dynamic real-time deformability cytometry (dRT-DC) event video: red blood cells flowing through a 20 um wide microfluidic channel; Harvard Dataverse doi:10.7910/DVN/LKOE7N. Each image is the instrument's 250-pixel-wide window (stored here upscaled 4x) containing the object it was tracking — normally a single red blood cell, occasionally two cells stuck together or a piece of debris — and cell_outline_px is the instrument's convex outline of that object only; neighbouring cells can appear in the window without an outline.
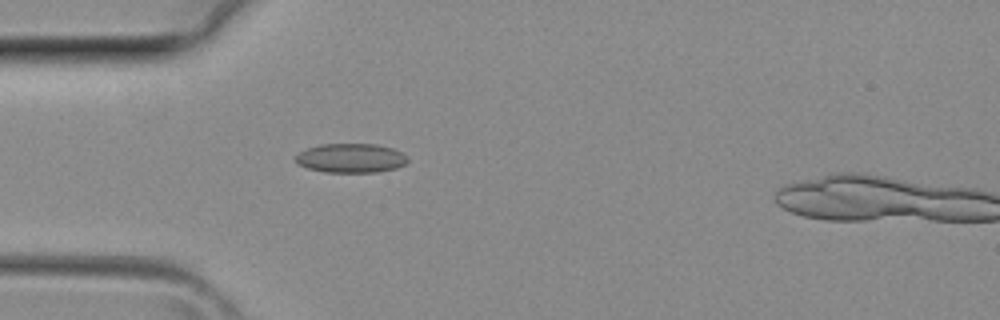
{"species": "common noctule bat (a hibernating species)", "species_latin": "Nyctalus noctula", "temperature_condition": "room temperature", "stored_images_in_passage": 26, "camera_frame_rate_fps": 3000, "um_per_image_px": 0.085, "animal": {"sex": "female", "body_mass_g": 29.2, "forearm_length_mm": 56.3}, "frame": {"image": 1, "passage_image": 1, "time_ms": 0.0, "image_size_px": [1000, 320], "cell_outline_px": [[408, 160], [404, 164], [396, 168], [376, 172], [324, 172], [308, 168], [296, 164], [296, 156], [300, 152], [308, 148], [320, 144], [376, 144], [392, 148], [404, 152], [408, 156]], "centroid_in_image_um": [29.85, 13.43], "position_along_channel_um": 55.2, "area_um2": 19.13}}
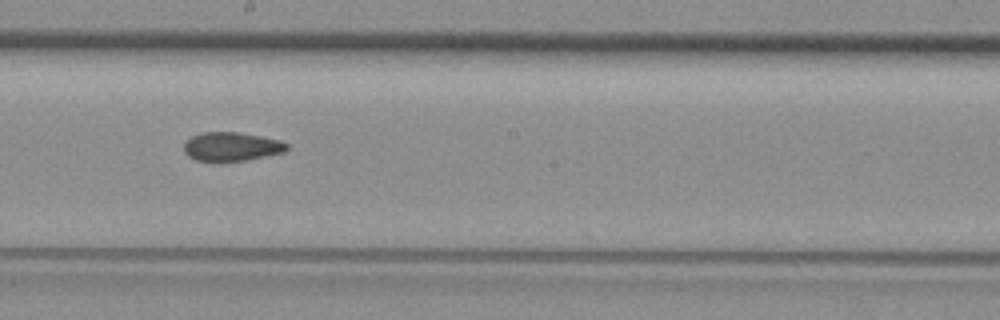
{"frame": {"image": 2, "passage_image": 11, "time_ms": 3.333, "image_size_px": [1000, 320], "cell_outline_px": [[288, 148], [284, 152], [248, 160], [196, 160], [188, 156], [184, 152], [184, 144], [192, 136], [204, 132], [240, 132], [280, 140], [288, 144]], "centroid_in_image_um": [19.7, 12.45], "position_along_channel_um": 228.5, "area_um2": 17.05}}
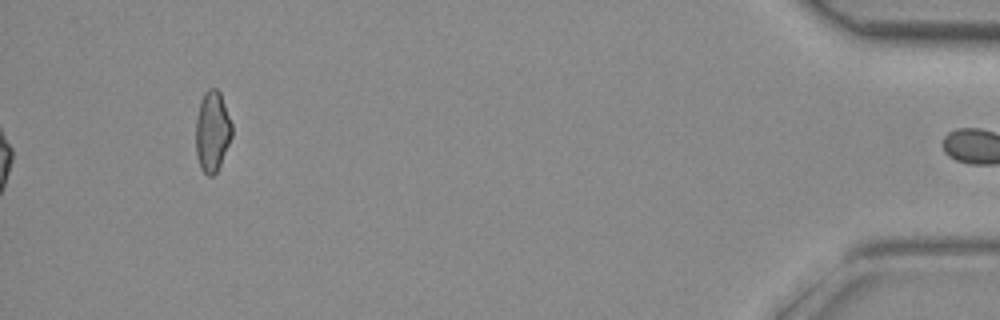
{"frame": {"image": 3, "passage_image": 26, "time_ms": 8.333, "image_size_px": [1000, 320], "cell_outline_px": [[232, 136], [220, 164], [216, 172], [212, 176], [208, 176], [200, 168], [196, 152], [196, 120], [200, 100], [204, 92], [208, 88], [216, 88], [220, 92], [232, 124]], "centroid_in_image_um": [18.04, 11.15], "position_along_channel_um": 417.2, "area_um2": 16.94}}